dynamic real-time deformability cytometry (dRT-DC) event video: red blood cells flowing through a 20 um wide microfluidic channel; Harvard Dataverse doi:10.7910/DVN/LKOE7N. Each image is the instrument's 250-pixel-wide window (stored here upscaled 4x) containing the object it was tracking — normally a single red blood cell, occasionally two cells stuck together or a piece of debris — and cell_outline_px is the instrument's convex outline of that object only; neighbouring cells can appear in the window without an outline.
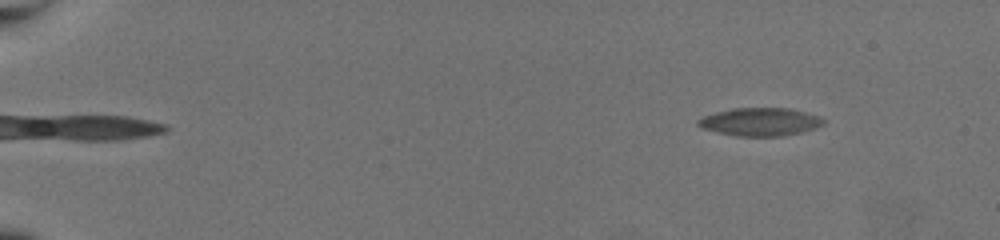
{"species": "common noctule bat (a hibernating species)", "species_latin": "Nyctalus noctula", "temperature_condition": "warm", "stored_images_in_passage": 54, "camera_frame_rate_fps": 3000, "um_per_image_px": 0.085, "animal": {"sex": "female", "body_mass_g": 19.5, "forearm_length_mm": 54.1}, "frame": {"image": 1, "passage_image": 1, "time_ms": 0.0, "image_size_px": [1000, 240], "cell_outline_px": [[824, 124], [800, 132], [780, 136], [740, 136], [720, 132], [704, 128], [696, 124], [704, 116], [736, 108], [788, 108], [816, 116], [824, 120]], "centroid_in_image_um": [64.62, 10.36], "position_along_channel_um": 20.4, "area_um2": 19.65}}
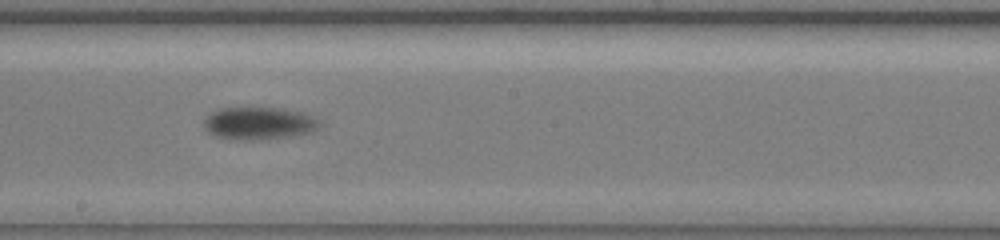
{"frame": {"image": 2, "passage_image": 31, "time_ms": 10.0, "image_size_px": [1000, 240], "cell_outline_px": [[316, 128], [308, 132], [284, 136], [244, 140], [216, 136], [204, 128], [204, 120], [212, 112], [224, 108], [280, 108], [300, 112], [308, 116], [316, 124]], "centroid_in_image_um": [21.87, 10.46], "position_along_channel_um": 226.3, "area_um2": 20.63}}
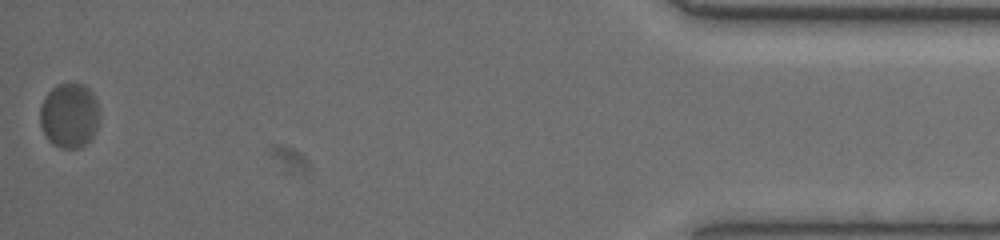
{"frame": {"image": 3, "passage_image": 54, "time_ms": 17.667, "image_size_px": [1000, 240], "cell_outline_px": [[96, 128], [92, 136], [80, 148], [60, 148], [52, 144], [48, 140], [40, 124], [40, 108], [48, 92], [56, 84], [84, 84], [92, 92], [96, 100]], "centroid_in_image_um": [5.85, 9.81], "position_along_channel_um": 429.4, "area_um2": 21.96}, "authors_computed_cell_mechanics": {"area_um2": 20.5479, "velocity_mm_per_s": 3.6244, "shape_relaxation_time_tau1_ms": 3.2903, "shape_relaxation_time_tau2_ms": null, "deformation_change_tau1": 0.11, "deformation_change_tau2": null}}